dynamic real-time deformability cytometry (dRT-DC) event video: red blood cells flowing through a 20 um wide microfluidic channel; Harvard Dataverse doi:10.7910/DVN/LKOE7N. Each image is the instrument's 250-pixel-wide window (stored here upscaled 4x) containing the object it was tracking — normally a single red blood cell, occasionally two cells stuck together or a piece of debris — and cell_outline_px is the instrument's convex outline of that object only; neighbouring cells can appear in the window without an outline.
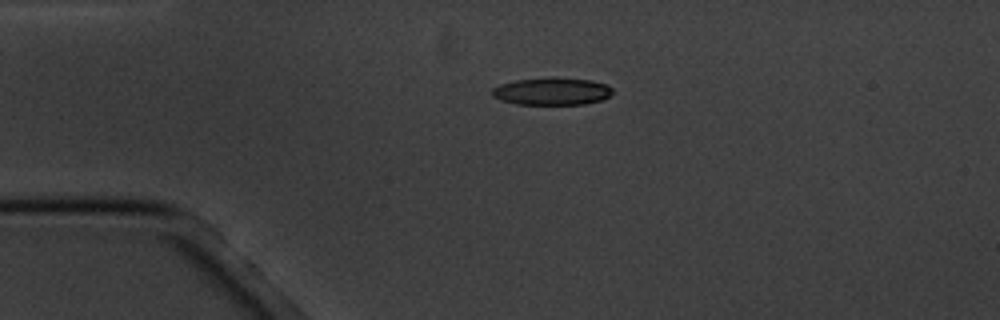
{"species": "common noctule bat (a hibernating species)", "species_latin": "Nyctalus noctula", "temperature_condition": "cold", "stored_images_in_passage": 1, "camera_frame_rate_fps": 3000, "um_per_image_px": 0.085, "animal": {"sex": "male", "body_mass_g": 20.1, "forearm_length_mm": 53.5}, "frame": {"image": 1, "passage_image": 1, "time_ms": 0.0, "image_size_px": [1000, 320], "cell_outline_px": [[612, 92], [608, 96], [600, 100], [584, 104], [516, 104], [500, 100], [492, 96], [492, 88], [500, 84], [516, 80], [592, 80], [608, 84], [612, 88]], "centroid_in_image_um": [46.89, 7.8], "position_along_channel_um": 38.1, "area_um2": 18.38}}